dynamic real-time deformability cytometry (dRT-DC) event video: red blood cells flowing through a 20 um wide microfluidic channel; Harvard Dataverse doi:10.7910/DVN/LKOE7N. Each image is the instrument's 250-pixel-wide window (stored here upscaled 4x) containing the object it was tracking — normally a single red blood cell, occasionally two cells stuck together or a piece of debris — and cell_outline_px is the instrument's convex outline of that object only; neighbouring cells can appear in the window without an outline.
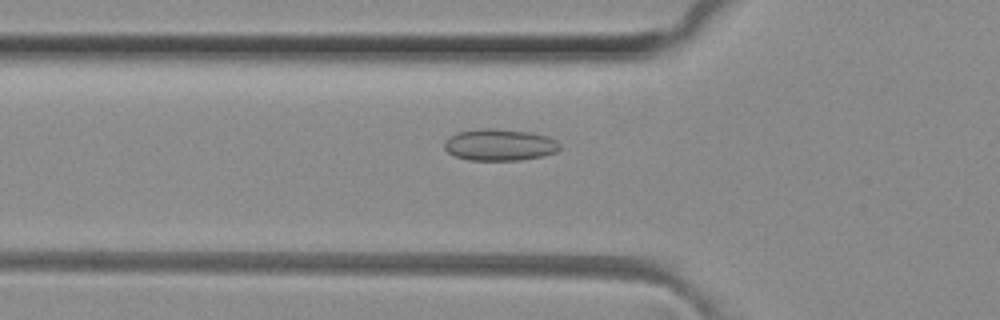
{"species": "common noctule bat (a hibernating species)", "species_latin": "Nyctalus noctula", "temperature_condition": "room temperature", "stored_images_in_passage": 48, "camera_frame_rate_fps": 3000, "um_per_image_px": 0.085, "animal": {"sex": "female", "body_mass_g": 29.2, "forearm_length_mm": 56.3}, "frame": {"image": 1, "passage_image": 15, "time_ms": 4.667, "image_size_px": [1000, 320], "cell_outline_px": [[560, 148], [556, 152], [544, 156], [520, 160], [468, 160], [456, 156], [448, 152], [444, 148], [444, 140], [456, 132], [484, 128], [492, 128], [532, 132], [548, 136], [556, 140], [560, 144]], "centroid_in_image_um": [42.48, 12.3], "position_along_channel_um": 83.3, "area_um2": 21.5}}
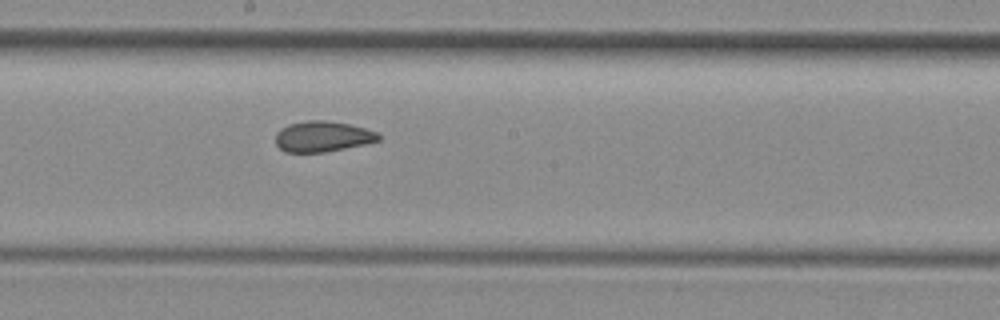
{"frame": {"image": 2, "passage_image": 25, "time_ms": 8.0, "image_size_px": [1000, 320], "cell_outline_px": [[380, 140], [364, 144], [324, 152], [284, 152], [276, 144], [276, 132], [280, 128], [288, 124], [308, 120], [324, 120], [348, 124], [364, 128], [376, 132], [380, 136]], "centroid_in_image_um": [27.38, 11.6], "position_along_channel_um": 220.8, "area_um2": 18.26}}
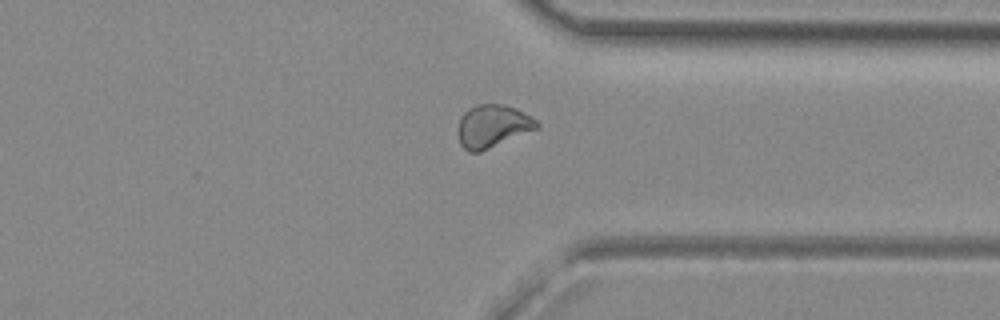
{"frame": {"image": 3, "passage_image": 36, "time_ms": 11.667, "image_size_px": [1000, 320], "cell_outline_px": [[540, 128], [480, 152], [468, 152], [460, 144], [460, 116], [468, 108], [476, 104], [504, 104], [516, 108], [536, 120], [540, 124]], "centroid_in_image_um": [41.9, 10.71], "position_along_channel_um": 369.5, "area_um2": 19.59}, "authors_computed_cell_mechanics": {"area_um2": 19.7676, "velocity_mm_per_s": 4.1193, "shape_relaxation_time_tau1_ms": null, "shape_relaxation_time_tau2_ms": 1.4204, "deformation_change_tau1": null, "deformation_change_tau2": 0.0673}}